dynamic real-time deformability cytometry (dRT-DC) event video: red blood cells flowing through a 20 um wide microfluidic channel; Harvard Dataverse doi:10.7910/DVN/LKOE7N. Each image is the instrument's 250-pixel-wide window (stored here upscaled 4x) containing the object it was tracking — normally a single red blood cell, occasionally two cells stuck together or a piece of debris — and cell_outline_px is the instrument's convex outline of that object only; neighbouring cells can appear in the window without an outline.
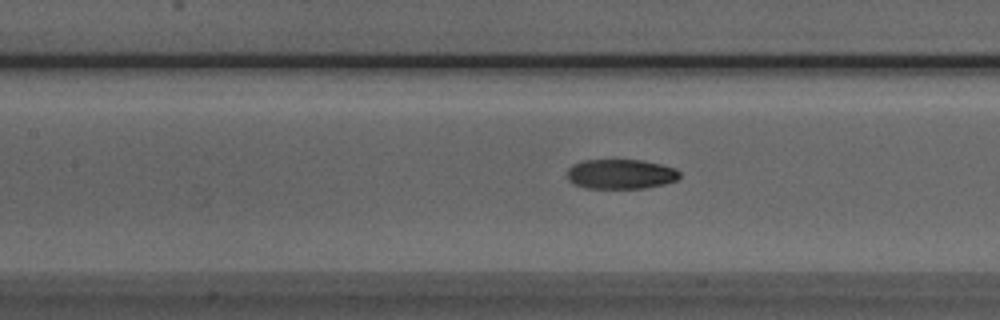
{"species": "Egyptian fruit bat (a non-hibernating species)", "species_latin": "Rousettus aegyptiacus", "temperature_condition": "room temperature", "stored_images_in_passage": 50, "camera_frame_rate_fps": 3000, "um_per_image_px": 0.085, "animal": {"sex": "male"}, "frame": {"image": 1, "passage_image": 21, "time_ms": 6.667, "image_size_px": [1000, 320], "cell_outline_px": [[680, 176], [676, 180], [664, 184], [644, 188], [584, 188], [568, 180], [568, 168], [572, 164], [584, 160], [640, 160], [660, 164], [676, 168], [680, 172]], "centroid_in_image_um": [52.76, 14.79], "position_along_channel_um": 154.6, "area_um2": 19.48}}
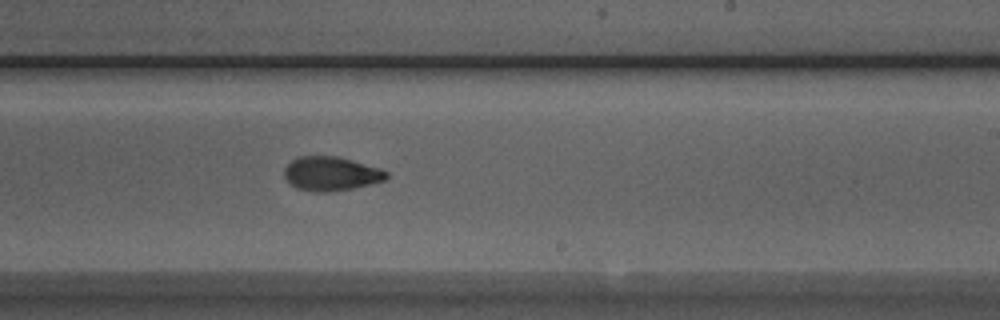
{"frame": {"image": 2, "passage_image": 29, "time_ms": 9.333, "image_size_px": [1000, 320], "cell_outline_px": [[388, 176], [384, 180], [352, 188], [328, 192], [312, 192], [296, 188], [284, 176], [284, 168], [292, 160], [300, 156], [336, 156], [352, 160], [380, 168], [388, 172]], "centroid_in_image_um": [28.12, 14.76], "position_along_channel_um": 260.9, "area_um2": 20.11}}
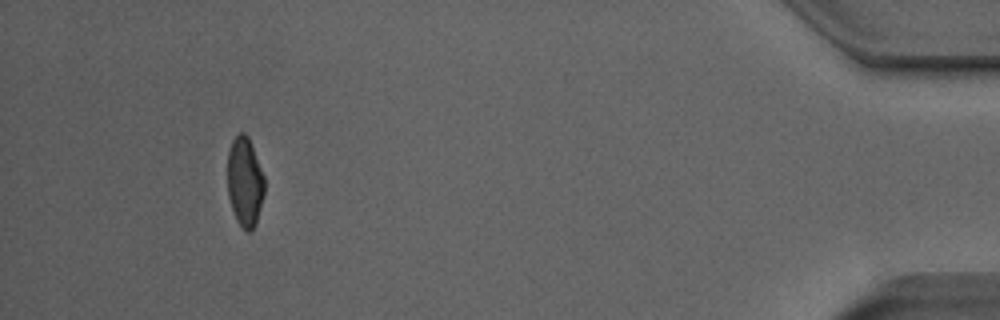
{"frame": {"image": 3, "passage_image": 46, "time_ms": 15.0, "image_size_px": [1000, 320], "cell_outline_px": [[264, 196], [256, 224], [252, 232], [244, 232], [236, 220], [228, 196], [228, 152], [232, 140], [240, 132], [244, 132], [248, 136], [264, 176]], "centroid_in_image_um": [20.81, 15.51], "position_along_channel_um": 414.4, "area_um2": 19.42}, "authors_computed_cell_mechanics": {"area_um2": 20.0566, "velocity_mm_per_s": 3.9961, "shape_relaxation_time_tau1_ms": 5.5914, "shape_relaxation_time_tau2_ms": 3.9011, "deformation_change_tau1": 0.1932, "deformation_change_tau2": 0.0793}}